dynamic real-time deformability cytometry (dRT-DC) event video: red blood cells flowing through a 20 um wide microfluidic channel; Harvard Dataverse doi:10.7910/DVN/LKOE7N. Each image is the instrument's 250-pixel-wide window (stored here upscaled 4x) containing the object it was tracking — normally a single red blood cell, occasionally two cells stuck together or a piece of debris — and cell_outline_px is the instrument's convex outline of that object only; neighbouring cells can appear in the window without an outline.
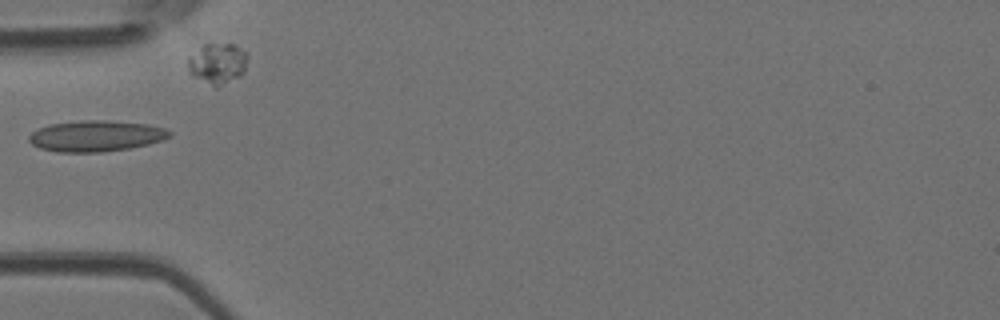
{"species": "Egyptian fruit bat (a non-hibernating species)", "species_latin": "Rousettus aegyptiacus", "temperature_condition": "room temperature", "stored_images_in_passage": 2, "camera_frame_rate_fps": 3000, "um_per_image_px": 0.085, "animal": {"sex": "female"}, "frame": {"image": 1, "passage_image": 2, "time_ms": 0.333, "image_size_px": [1000, 320], "cell_outline_px": [[172, 136], [148, 144], [132, 148], [100, 152], [56, 152], [40, 148], [32, 144], [28, 140], [28, 136], [32, 132], [48, 124], [80, 120], [104, 120], [148, 124], [164, 128], [172, 132]], "centroid_in_image_um": [8.14, 11.56], "position_along_channel_um": 76.9, "area_um2": 25.49}}